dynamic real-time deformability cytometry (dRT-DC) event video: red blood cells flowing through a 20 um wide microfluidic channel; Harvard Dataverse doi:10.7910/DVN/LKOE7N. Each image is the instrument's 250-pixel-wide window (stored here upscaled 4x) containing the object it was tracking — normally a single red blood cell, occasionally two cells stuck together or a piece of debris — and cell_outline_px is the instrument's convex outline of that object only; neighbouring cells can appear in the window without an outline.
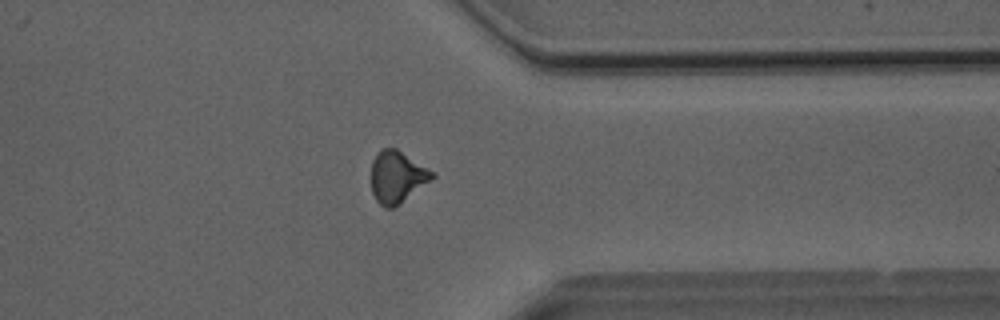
{"species": "Egyptian fruit bat (a non-hibernating species)", "species_latin": "Rousettus aegyptiacus", "temperature_condition": "room temperature", "stored_images_in_passage": 47, "camera_frame_rate_fps": 3000, "um_per_image_px": 0.085, "animal": {"sex": "male"}, "frame": {"image": 1, "passage_image": 36, "time_ms": 11.667, "image_size_px": [1000, 320], "cell_outline_px": [[436, 176], [392, 208], [384, 208], [376, 200], [372, 192], [372, 160], [376, 152], [380, 148], [396, 148], [436, 172]], "centroid_in_image_um": [33.75, 15.0], "position_along_channel_um": 377.7, "area_um2": 18.32}}
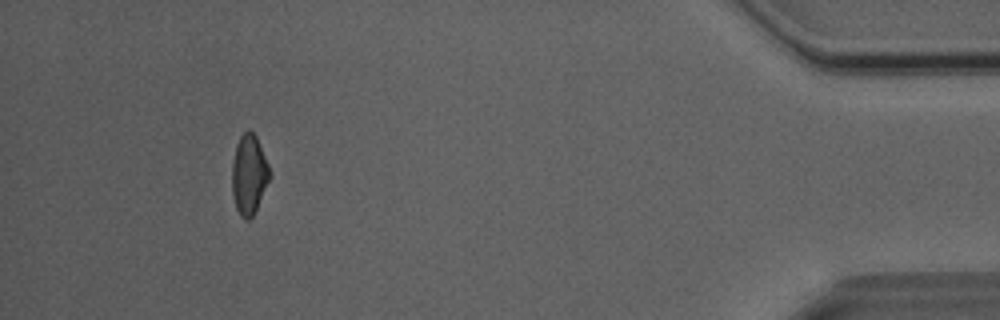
{"frame": {"image": 2, "passage_image": 43, "time_ms": 14.0, "image_size_px": [1000, 320], "cell_outline_px": [[272, 176], [252, 216], [248, 220], [244, 220], [240, 216], [236, 208], [232, 192], [232, 164], [236, 144], [240, 136], [248, 128], [256, 136], [268, 164]], "centroid_in_image_um": [21.16, 14.83], "position_along_channel_um": 414.0, "area_um2": 17.51}, "authors_computed_cell_mechanics": {"area_um2": 18.4382, "velocity_mm_per_s": 4.084, "shape_relaxation_time_tau1_ms": 7.069, "shape_relaxation_time_tau2_ms": 2.3256, "deformation_change_tau1": 0.1425, "deformation_change_tau2": 0.0843}}